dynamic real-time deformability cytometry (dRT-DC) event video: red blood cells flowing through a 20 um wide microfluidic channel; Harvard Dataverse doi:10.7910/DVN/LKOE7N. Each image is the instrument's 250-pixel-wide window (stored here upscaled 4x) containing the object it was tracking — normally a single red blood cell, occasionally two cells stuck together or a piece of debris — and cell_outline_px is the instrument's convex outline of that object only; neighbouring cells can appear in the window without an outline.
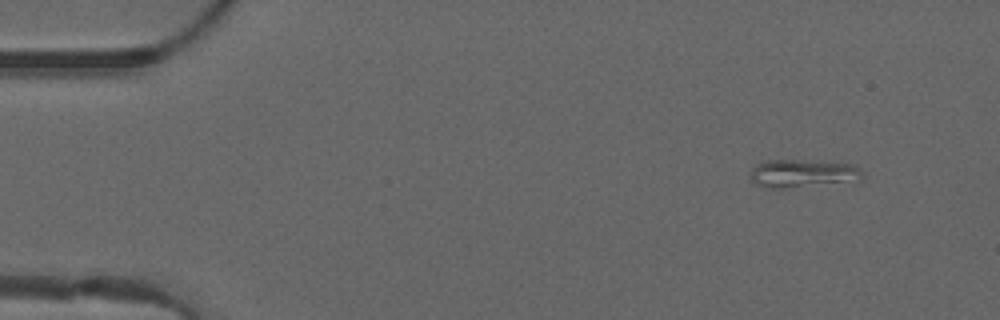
{"species": "common noctule bat (a hibernating species)", "species_latin": "Nyctalus noctula", "temperature_condition": "warm", "stored_images_in_passage": 46, "camera_frame_rate_fps": 3000, "um_per_image_px": 0.085, "animal": {"sex": "male", "forearm_length_mm": 52.5}, "frame": {"image": 1, "passage_image": 1, "time_ms": 0.0, "image_size_px": [1000, 320], "cell_outline_px": [[864, 176], [860, 180], [784, 188], [772, 188], [756, 184], [752, 180], [752, 168], [756, 164], [764, 160], [796, 160], [856, 164], [860, 168]], "centroid_in_image_um": [68.25, 14.73], "position_along_channel_um": 16.7, "area_um2": 18.09}}
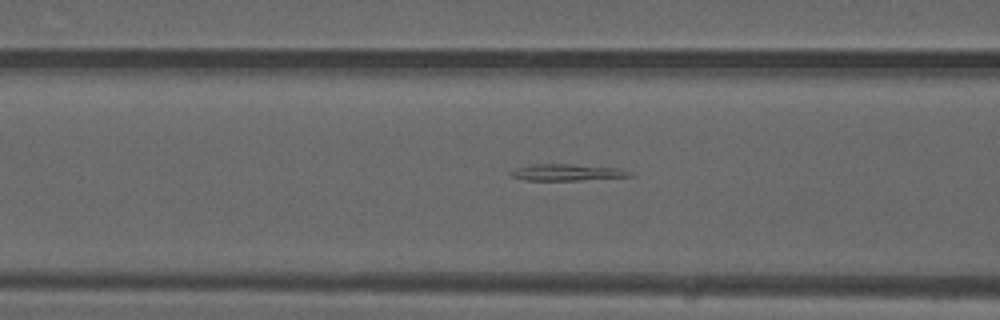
{"frame": {"image": 2, "passage_image": 16, "time_ms": 5.0, "image_size_px": [1000, 320], "cell_outline_px": [[632, 176], [580, 180], [524, 180], [512, 176], [508, 172], [516, 168], [532, 164], [572, 164], [620, 168], [628, 172]], "centroid_in_image_um": [48.13, 14.65], "position_along_channel_um": 118.5, "area_um2": 11.33}}
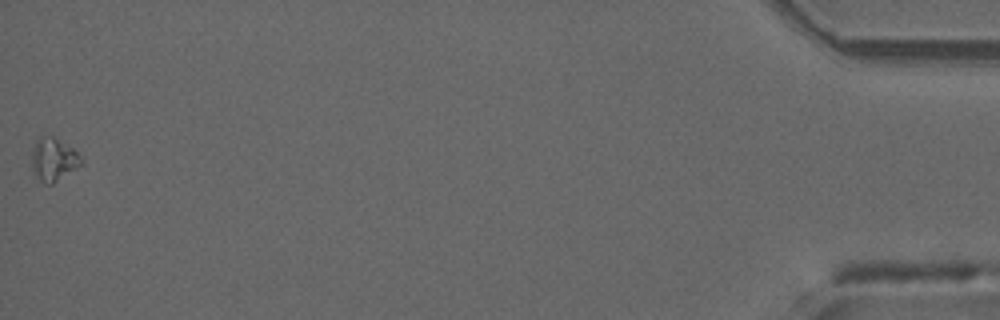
{"frame": {"image": 3, "passage_image": 46, "time_ms": 15.0, "image_size_px": [1000, 320], "cell_outline_px": [[84, 164], [52, 184], [44, 184], [36, 176], [32, 168], [32, 148], [36, 140], [40, 136], [52, 136], [72, 148], [84, 160]], "centroid_in_image_um": [4.56, 13.57], "position_along_channel_um": 430.6, "area_um2": 12.43}}